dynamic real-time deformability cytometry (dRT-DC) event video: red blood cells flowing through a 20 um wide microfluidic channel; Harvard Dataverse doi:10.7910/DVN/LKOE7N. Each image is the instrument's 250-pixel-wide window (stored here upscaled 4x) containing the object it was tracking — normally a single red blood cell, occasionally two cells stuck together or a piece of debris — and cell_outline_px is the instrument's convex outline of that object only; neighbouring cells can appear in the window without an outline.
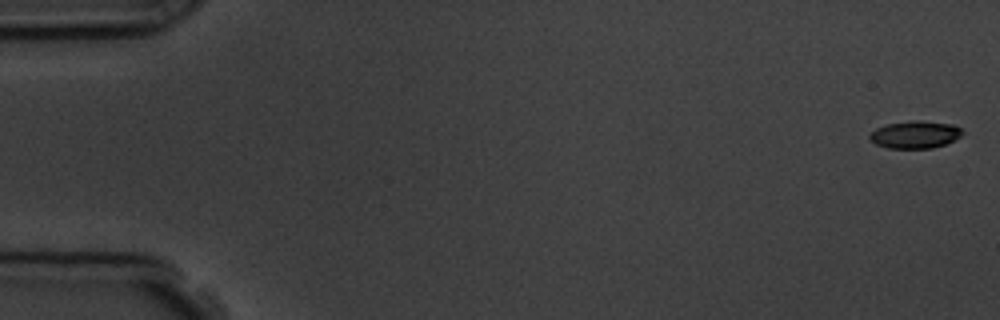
{"species": "common noctule bat (a hibernating species)", "species_latin": "Nyctalus noctula", "temperature_condition": "room temperature", "stored_images_in_passage": 4, "camera_frame_rate_fps": 3000, "um_per_image_px": 0.085, "animal": {"sex": "male", "body_mass_g": 19.5, "forearm_length_mm": 54.6}, "frame": {"image": 1, "passage_image": 1, "time_ms": 0.0, "image_size_px": [1000, 320], "cell_outline_px": [[964, 132], [960, 136], [944, 144], [932, 148], [888, 148], [876, 144], [868, 136], [876, 128], [888, 124], [912, 120], [920, 120], [952, 124], [960, 128]], "centroid_in_image_um": [77.78, 11.43], "position_along_channel_um": 7.2, "area_um2": 14.62}}
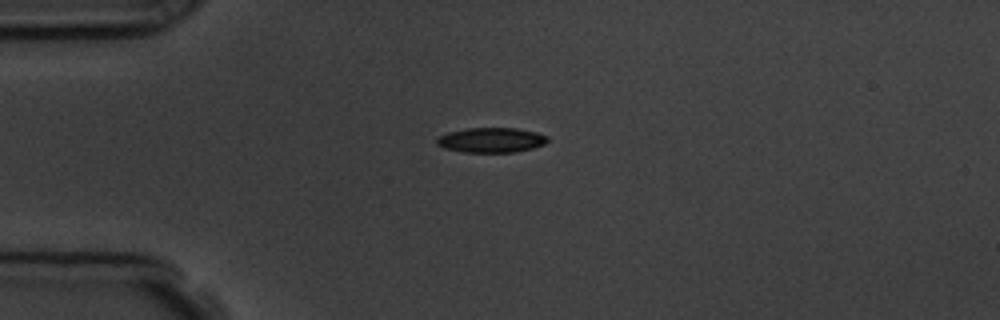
{"frame": {"image": 2, "passage_image": 4, "time_ms": 4.333, "image_size_px": [1000, 320], "cell_outline_px": [[548, 140], [544, 144], [532, 148], [516, 152], [464, 152], [444, 148], [436, 144], [436, 140], [440, 136], [448, 132], [468, 128], [516, 128], [536, 132], [548, 136]], "centroid_in_image_um": [41.76, 11.9], "position_along_channel_um": 43.2, "area_um2": 16.01}}